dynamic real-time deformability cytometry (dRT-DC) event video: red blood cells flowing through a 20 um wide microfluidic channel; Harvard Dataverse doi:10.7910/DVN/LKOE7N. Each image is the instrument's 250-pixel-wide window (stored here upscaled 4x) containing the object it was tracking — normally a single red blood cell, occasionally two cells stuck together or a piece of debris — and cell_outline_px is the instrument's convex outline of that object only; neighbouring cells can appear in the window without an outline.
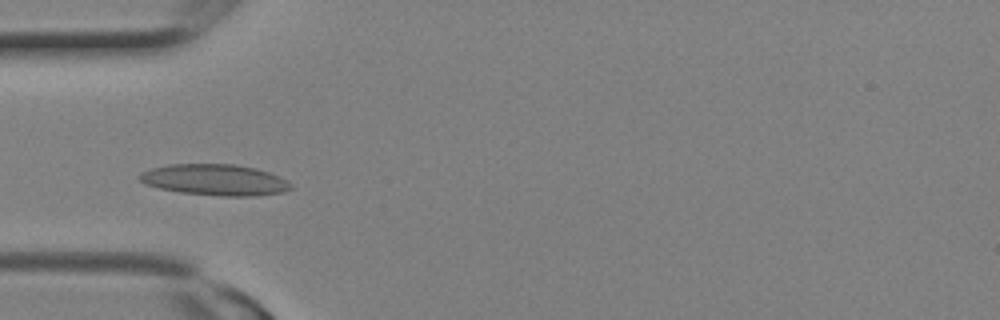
{"species": "Egyptian fruit bat (a non-hibernating species)", "species_latin": "Rousettus aegyptiacus", "temperature_condition": "room temperature", "stored_images_in_passage": 9, "camera_frame_rate_fps": 3000, "um_per_image_px": 0.085, "animal": {"sex": "female"}, "frame": {"image": 1, "passage_image": 8, "time_ms": 2.333, "image_size_px": [1000, 320], "cell_outline_px": [[292, 188], [284, 192], [252, 196], [220, 196], [180, 192], [160, 188], [144, 184], [136, 176], [140, 172], [152, 168], [168, 164], [232, 164], [256, 168], [280, 176], [288, 180], [292, 184]], "centroid_in_image_um": [18.26, 15.28], "position_along_channel_um": 66.7, "area_um2": 27.63}}